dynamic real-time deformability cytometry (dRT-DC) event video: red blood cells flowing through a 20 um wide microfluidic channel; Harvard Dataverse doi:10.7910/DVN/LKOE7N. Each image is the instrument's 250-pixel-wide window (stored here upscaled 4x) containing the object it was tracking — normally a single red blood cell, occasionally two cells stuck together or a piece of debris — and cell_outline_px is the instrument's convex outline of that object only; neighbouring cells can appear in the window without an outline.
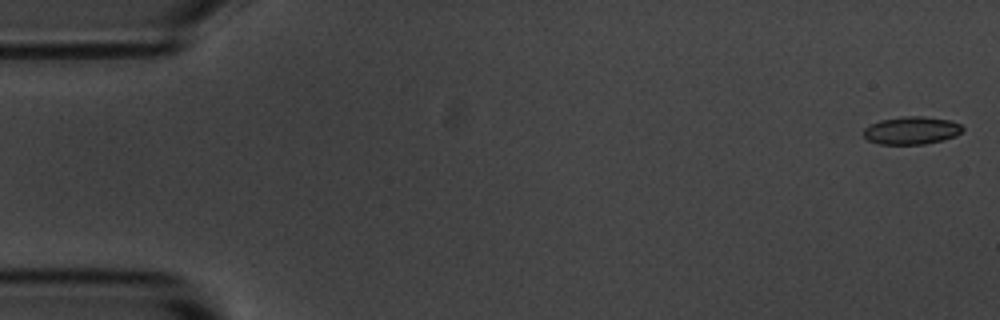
{"species": "common noctule bat (a hibernating species)", "species_latin": "Nyctalus noctula", "temperature_condition": "room temperature", "stored_images_in_passage": 5, "camera_frame_rate_fps": 3000, "um_per_image_px": 0.085, "animal": {"sex": "male", "body_mass_g": 20.1, "forearm_length_mm": 53.5}, "frame": {"image": 1, "passage_image": 1, "time_ms": 0.0, "image_size_px": [1000, 320], "cell_outline_px": [[964, 128], [956, 136], [944, 140], [924, 144], [880, 144], [868, 140], [864, 136], [864, 128], [880, 120], [900, 116], [924, 116], [948, 120], [960, 124]], "centroid_in_image_um": [77.49, 11.08], "position_along_channel_um": 7.5, "area_um2": 16.01}}
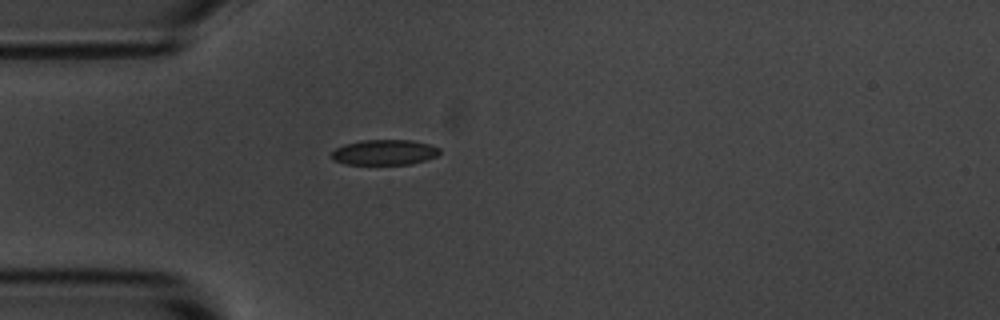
{"frame": {"image": 2, "passage_image": 5, "time_ms": 4.667, "image_size_px": [1000, 320], "cell_outline_px": [[440, 152], [436, 156], [424, 160], [408, 164], [348, 164], [332, 160], [332, 152], [336, 148], [344, 144], [360, 140], [412, 140], [428, 144], [440, 148]], "centroid_in_image_um": [32.66, 12.94], "position_along_channel_um": 52.3, "area_um2": 15.84}}